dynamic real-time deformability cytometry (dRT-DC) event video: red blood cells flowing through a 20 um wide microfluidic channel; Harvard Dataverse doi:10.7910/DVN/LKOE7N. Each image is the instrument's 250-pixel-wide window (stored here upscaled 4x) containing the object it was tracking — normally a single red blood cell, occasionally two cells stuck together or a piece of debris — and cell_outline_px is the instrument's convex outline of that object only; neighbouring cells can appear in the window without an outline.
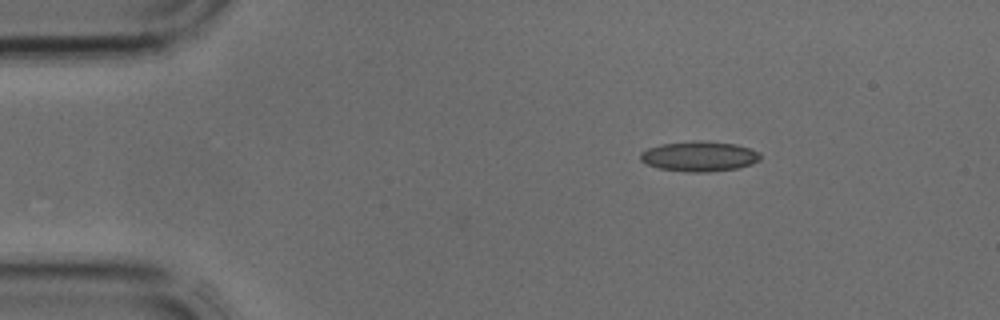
{"species": "common noctule bat (a hibernating species)", "species_latin": "Nyctalus noctula", "temperature_condition": "cold", "stored_images_in_passage": 3, "camera_frame_rate_fps": 3000, "um_per_image_px": 0.085, "animal": {"sex": "male", "body_mass_g": 17.9, "forearm_length_mm": 54.2}, "frame": {"image": 1, "passage_image": 1, "time_ms": 0.0, "image_size_px": [1000, 320], "cell_outline_px": [[760, 160], [752, 164], [736, 168], [708, 172], [688, 172], [660, 168], [648, 164], [640, 160], [640, 152], [648, 148], [660, 144], [696, 140], [704, 140], [736, 144], [760, 152]], "centroid_in_image_um": [59.44, 13.27], "position_along_channel_um": 25.6, "area_um2": 21.1}}